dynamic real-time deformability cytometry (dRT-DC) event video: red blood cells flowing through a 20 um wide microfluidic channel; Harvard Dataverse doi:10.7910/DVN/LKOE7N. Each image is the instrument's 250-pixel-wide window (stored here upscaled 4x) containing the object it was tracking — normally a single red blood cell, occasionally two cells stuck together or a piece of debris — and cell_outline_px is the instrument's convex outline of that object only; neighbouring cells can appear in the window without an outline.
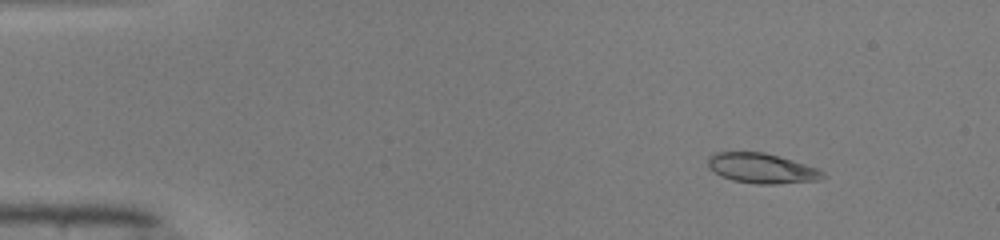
{"species": "common noctule bat (a hibernating species)", "species_latin": "Nyctalus noctula", "temperature_condition": "warm", "stored_images_in_passage": 50, "camera_frame_rate_fps": 3000, "um_per_image_px": 0.085, "animal": {"sex": "male", "body_mass_g": 19.0, "forearm_length_mm": 50.8}, "frame": {"image": 1, "passage_image": 7, "time_ms": 2.0, "image_size_px": [1000, 240], "cell_outline_px": [[828, 176], [820, 180], [776, 184], [756, 184], [732, 180], [720, 176], [708, 168], [708, 156], [716, 152], [764, 152], [780, 156], [816, 168], [824, 172]], "centroid_in_image_um": [64.74, 14.31], "position_along_channel_um": 20.3, "area_um2": 20.23}}
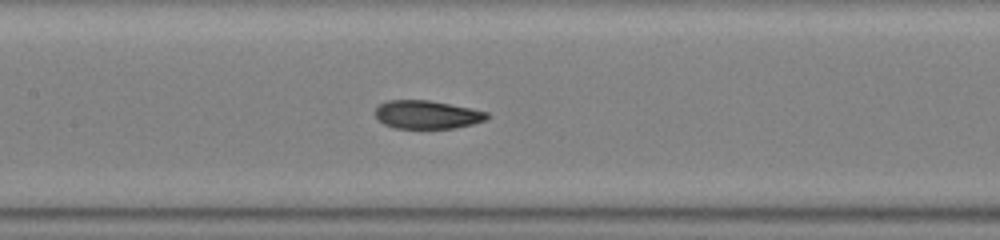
{"frame": {"image": 2, "passage_image": 25, "time_ms": 8.0, "image_size_px": [1000, 240], "cell_outline_px": [[488, 116], [484, 120], [472, 124], [452, 128], [396, 128], [384, 124], [376, 116], [376, 108], [380, 104], [388, 100], [428, 100], [488, 112]], "centroid_in_image_um": [36.27, 9.74], "position_along_channel_um": 171.1, "area_um2": 18.03}}
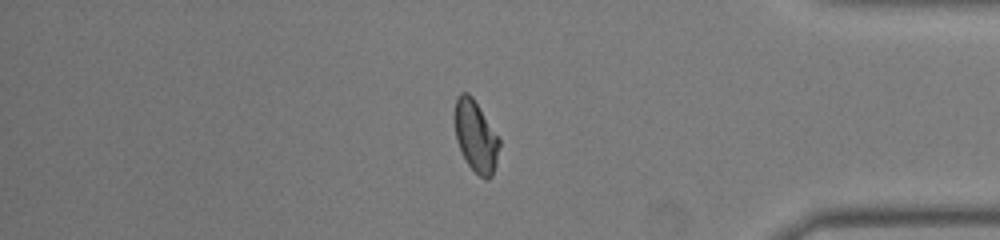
{"frame": {"image": 3, "passage_image": 43, "time_ms": 14.0, "image_size_px": [1000, 240], "cell_outline_px": [[500, 144], [492, 176], [488, 180], [484, 180], [468, 164], [456, 140], [452, 120], [452, 116], [456, 96], [460, 92], [468, 92], [472, 96], [500, 140]], "centroid_in_image_um": [40.38, 11.53], "position_along_channel_um": 394.8, "area_um2": 18.73}, "authors_computed_cell_mechanics": {"area_um2": 19.1318, "velocity_mm_per_s": 4.1289, "shape_relaxation_time_tau1_ms": 8.4111, "shape_relaxation_time_tau2_ms": 1.0721, "deformation_change_tau1": 0.2497, "deformation_change_tau2": 0.0572}}